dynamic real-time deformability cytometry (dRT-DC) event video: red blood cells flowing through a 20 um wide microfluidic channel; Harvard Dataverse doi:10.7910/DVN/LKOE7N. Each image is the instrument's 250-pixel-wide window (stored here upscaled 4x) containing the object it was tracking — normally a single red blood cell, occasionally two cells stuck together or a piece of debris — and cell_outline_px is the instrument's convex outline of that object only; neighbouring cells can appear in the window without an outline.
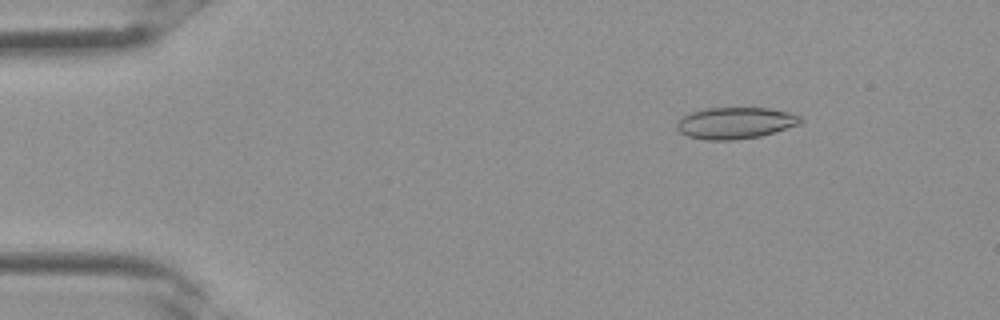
{"species": "Egyptian fruit bat (a non-hibernating species)", "species_latin": "Rousettus aegyptiacus", "temperature_condition": "room temperature", "stored_images_in_passage": 35, "camera_frame_rate_fps": 3000, "um_per_image_px": 0.085, "frame": {"image": 1, "passage_image": 5, "time_ms": 1.333, "image_size_px": [1000, 320], "cell_outline_px": [[804, 120], [800, 124], [760, 136], [736, 140], [704, 140], [688, 136], [680, 132], [676, 128], [676, 120], [692, 112], [708, 108], [768, 108], [788, 112], [800, 116]], "centroid_in_image_um": [62.49, 10.46], "position_along_channel_um": 22.5, "area_um2": 22.72}}
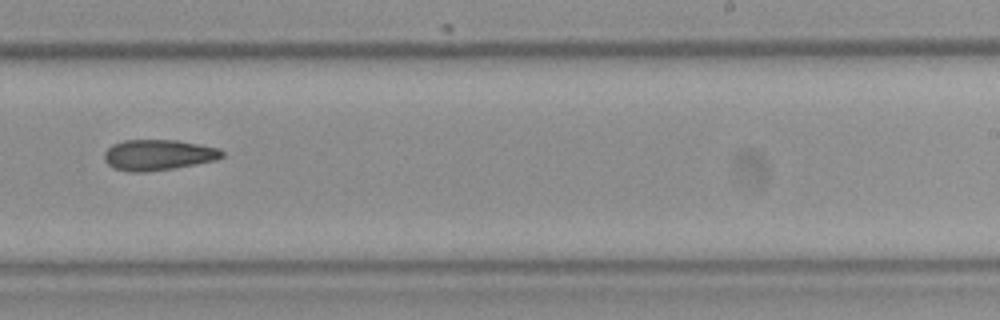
{"frame": {"image": 2, "passage_image": 22, "time_ms": 7.0, "image_size_px": [1000, 320], "cell_outline_px": [[224, 156], [216, 160], [176, 168], [148, 172], [128, 172], [112, 168], [104, 160], [104, 152], [112, 144], [124, 140], [176, 140], [200, 144], [220, 148], [224, 152]], "centroid_in_image_um": [13.45, 13.17], "position_along_channel_um": 275.6, "area_um2": 21.39}}
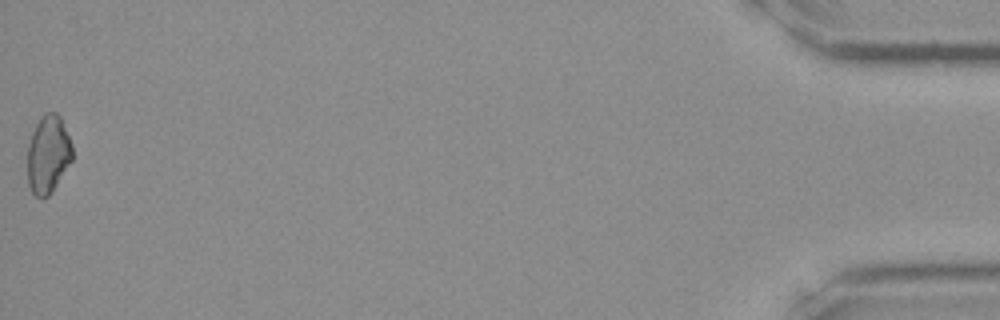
{"frame": {"image": 3, "passage_image": 35, "time_ms": 11.333, "image_size_px": [1000, 320], "cell_outline_px": [[72, 160], [52, 192], [48, 196], [40, 200], [32, 192], [28, 184], [28, 144], [32, 132], [40, 116], [44, 112], [56, 112], [60, 116], [72, 144]], "centroid_in_image_um": [4.08, 13.12], "position_along_channel_um": 431.1, "area_um2": 20.52}}